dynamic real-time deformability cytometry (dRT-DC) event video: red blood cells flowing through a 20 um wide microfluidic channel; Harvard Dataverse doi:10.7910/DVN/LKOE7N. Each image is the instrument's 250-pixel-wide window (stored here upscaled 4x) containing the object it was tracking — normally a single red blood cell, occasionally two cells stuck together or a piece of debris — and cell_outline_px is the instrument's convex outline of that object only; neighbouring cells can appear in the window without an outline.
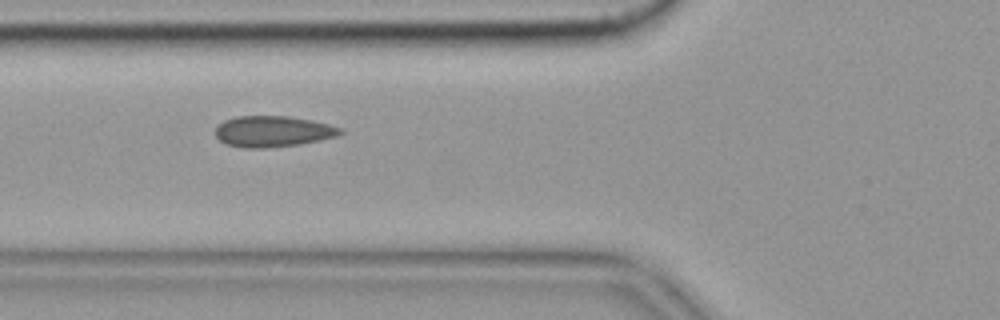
{"species": "common noctule bat (a hibernating species)", "species_latin": "Nyctalus noctula", "temperature_condition": "cold", "stored_images_in_passage": 43, "camera_frame_rate_fps": 3000, "um_per_image_px": 0.085, "animal": {"sex": "female", "body_mass_g": 19.9}, "frame": {"image": 1, "passage_image": 7, "time_ms": 2.0, "image_size_px": [1000, 320], "cell_outline_px": [[344, 132], [336, 136], [320, 140], [300, 144], [264, 148], [244, 148], [224, 144], [216, 136], [216, 128], [224, 120], [236, 116], [288, 116], [312, 120], [344, 128]], "centroid_in_image_um": [23.2, 11.17], "position_along_channel_um": 102.6, "area_um2": 22.66}, "authors_computed_cell_mechanics": {"area_um2": 22.0796, "velocity_mm_per_s": 3.5343, "shape_relaxation_time_tau1_ms": null, "shape_relaxation_time_tau2_ms": 0.898, "deformation_change_tau1": null, "deformation_change_tau2": 0.0647}}